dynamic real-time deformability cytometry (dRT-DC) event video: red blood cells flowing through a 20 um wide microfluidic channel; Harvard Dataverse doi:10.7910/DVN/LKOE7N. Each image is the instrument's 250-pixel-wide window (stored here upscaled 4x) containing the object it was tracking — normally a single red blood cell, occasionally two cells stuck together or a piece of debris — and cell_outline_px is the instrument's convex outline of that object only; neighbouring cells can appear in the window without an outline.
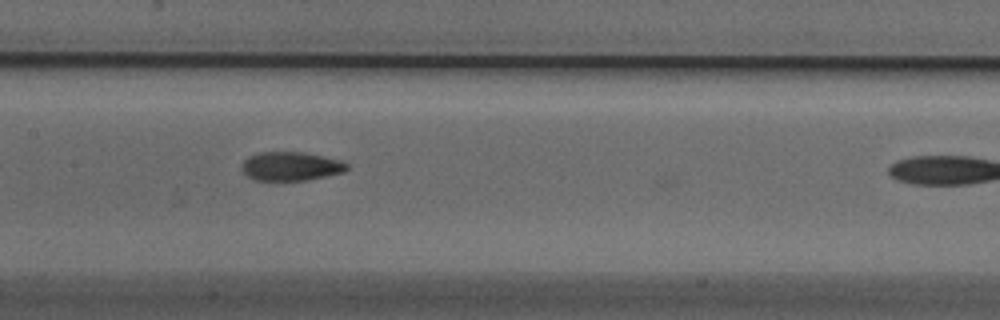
{"species": "Egyptian fruit bat (a non-hibernating species)", "species_latin": "Rousettus aegyptiacus", "temperature_condition": "cold", "stored_images_in_passage": 12, "camera_frame_rate_fps": 3000, "um_per_image_px": 0.085, "animal": {"sex": "male"}, "frame": {"image": 1, "passage_image": 8, "time_ms": 2.333, "image_size_px": [1000, 320], "cell_outline_px": [[348, 168], [344, 172], [308, 180], [256, 180], [248, 176], [240, 168], [244, 160], [248, 156], [260, 152], [304, 152], [340, 160], [348, 164]], "centroid_in_image_um": [24.72, 14.13], "position_along_channel_um": 182.7, "area_um2": 17.63}}
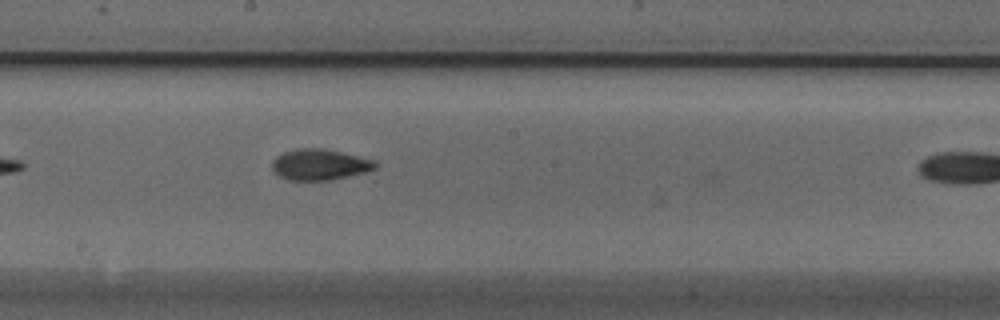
{"frame": {"image": 2, "passage_image": 11, "time_ms": 3.333, "image_size_px": [1000, 320], "cell_outline_px": [[376, 168], [364, 172], [328, 180], [288, 180], [280, 176], [272, 168], [272, 160], [276, 156], [284, 152], [296, 148], [324, 148], [376, 160]], "centroid_in_image_um": [27.15, 13.97], "position_along_channel_um": 221.0, "area_um2": 18.5}}